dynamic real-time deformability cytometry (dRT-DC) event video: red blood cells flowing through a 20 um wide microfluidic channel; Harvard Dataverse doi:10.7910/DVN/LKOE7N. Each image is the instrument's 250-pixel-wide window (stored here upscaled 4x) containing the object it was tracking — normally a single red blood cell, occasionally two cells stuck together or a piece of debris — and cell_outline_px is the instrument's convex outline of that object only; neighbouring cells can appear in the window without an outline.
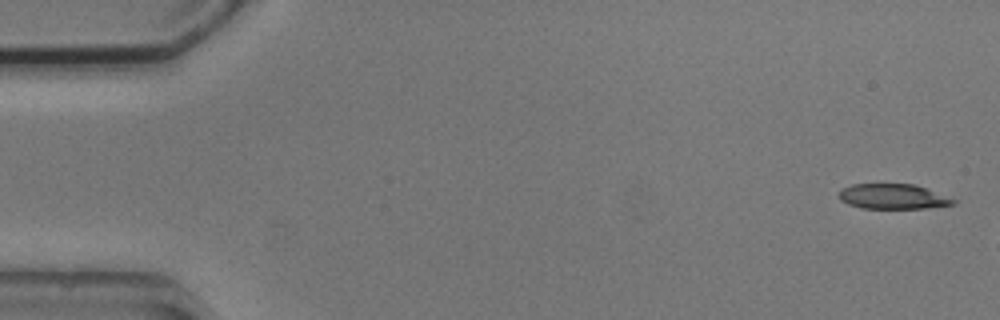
{"species": "common noctule bat (a hibernating species)", "species_latin": "Nyctalus noctula", "temperature_condition": "cold", "stored_images_in_passage": 3, "camera_frame_rate_fps": 3000, "um_per_image_px": 0.085, "animal": {"sex": "male", "body_mass_g": 20.5, "forearm_length_mm": 52.5}, "frame": {"image": 1, "passage_image": 1, "time_ms": 0.0, "image_size_px": [1000, 320], "cell_outline_px": [[956, 204], [928, 208], [860, 208], [848, 204], [840, 200], [840, 192], [844, 188], [852, 184], [916, 184], [956, 200]], "centroid_in_image_um": [75.92, 16.71], "position_along_channel_um": 9.1, "area_um2": 16.59}}